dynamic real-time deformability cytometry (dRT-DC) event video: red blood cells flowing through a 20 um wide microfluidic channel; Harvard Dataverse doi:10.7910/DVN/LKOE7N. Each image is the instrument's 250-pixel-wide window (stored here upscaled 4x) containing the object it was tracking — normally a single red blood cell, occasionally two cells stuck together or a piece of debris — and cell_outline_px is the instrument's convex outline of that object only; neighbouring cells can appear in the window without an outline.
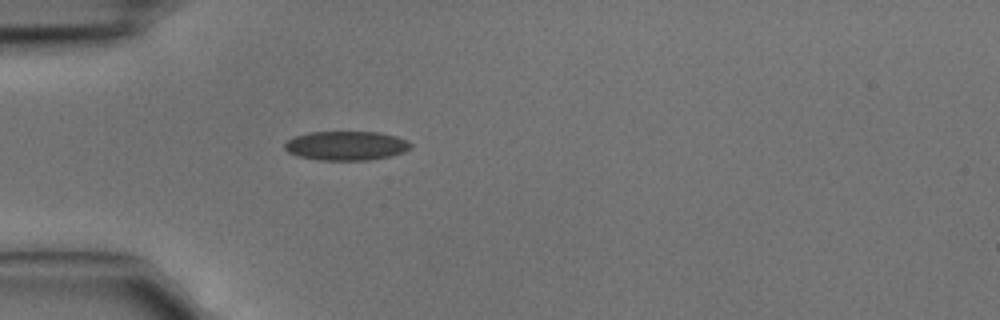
{"species": "common noctule bat (a hibernating species)", "species_latin": "Nyctalus noctula", "temperature_condition": "cold", "stored_images_in_passage": 1, "camera_frame_rate_fps": 3000, "um_per_image_px": 0.085, "animal": {"sex": "male", "body_mass_g": 15.6}, "frame": {"image": 1, "passage_image": 1, "time_ms": 0.0, "image_size_px": [1000, 320], "cell_outline_px": [[412, 148], [404, 152], [392, 156], [368, 160], [316, 160], [296, 156], [288, 152], [284, 148], [284, 144], [288, 140], [296, 136], [308, 132], [380, 132], [396, 136], [408, 140], [412, 144]], "centroid_in_image_um": [29.45, 12.39], "position_along_channel_um": 55.6, "area_um2": 21.68}}